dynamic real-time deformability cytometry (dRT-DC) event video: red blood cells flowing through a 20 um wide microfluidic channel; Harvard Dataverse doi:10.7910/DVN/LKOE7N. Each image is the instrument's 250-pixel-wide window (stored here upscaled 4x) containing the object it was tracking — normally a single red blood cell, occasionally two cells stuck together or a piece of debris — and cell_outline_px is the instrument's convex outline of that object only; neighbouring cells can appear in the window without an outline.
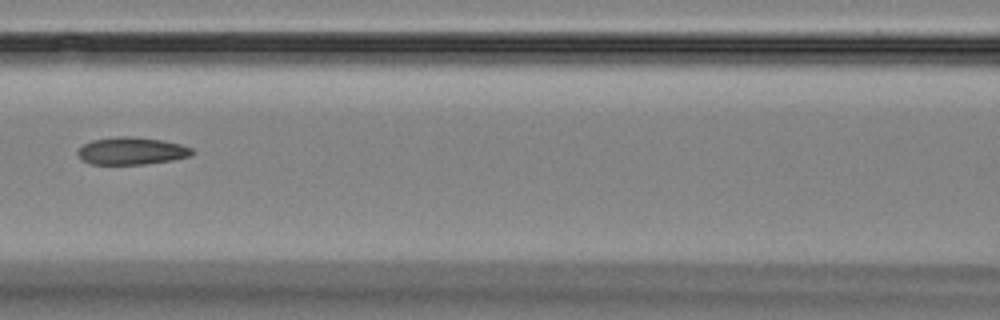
{"species": "Egyptian fruit bat (a non-hibernating species)", "species_latin": "Rousettus aegyptiacus", "temperature_condition": "room temperature", "stored_images_in_passage": 10, "camera_frame_rate_fps": 3000, "um_per_image_px": 0.085, "animal": {"sex": "female"}, "frame": {"image": 1, "passage_image": 6, "time_ms": 6.0, "image_size_px": [1000, 320], "cell_outline_px": [[196, 152], [192, 156], [172, 160], [144, 164], [88, 164], [80, 160], [76, 152], [84, 144], [92, 140], [116, 136], [132, 136], [160, 140], [180, 144], [192, 148]], "centroid_in_image_um": [11.17, 12.83], "position_along_channel_um": 155.4, "area_um2": 18.44}}
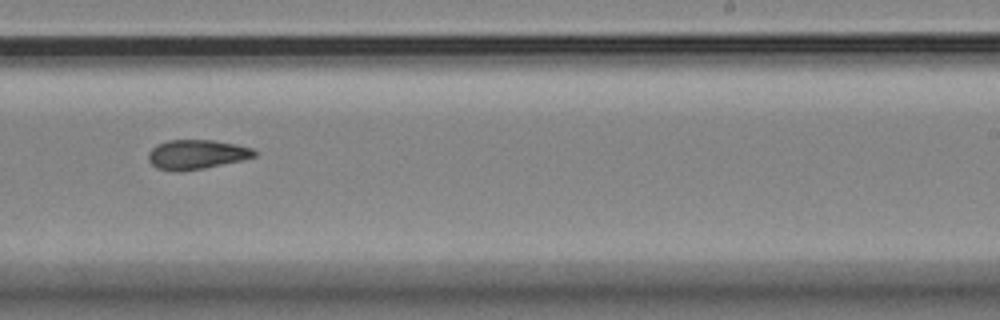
{"frame": {"image": 2, "passage_image": 9, "time_ms": 9.333, "image_size_px": [1000, 320], "cell_outline_px": [[256, 156], [244, 160], [204, 168], [180, 172], [176, 172], [156, 168], [148, 160], [148, 152], [156, 144], [168, 140], [212, 140], [236, 144], [252, 148], [256, 152]], "centroid_in_image_um": [16.69, 13.13], "position_along_channel_um": 272.3, "area_um2": 18.38}}
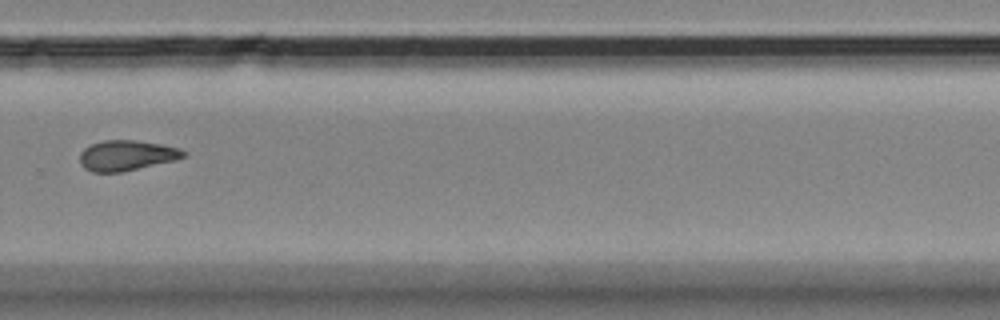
{"frame": {"image": 3, "passage_image": 10, "time_ms": 10.667, "image_size_px": [1000, 320], "cell_outline_px": [[188, 152], [184, 156], [176, 160], [120, 172], [92, 172], [84, 168], [80, 164], [80, 152], [84, 148], [92, 144], [104, 140], [136, 140], [160, 144], [180, 148]], "centroid_in_image_um": [10.76, 13.21], "position_along_channel_um": 319.0, "area_um2": 18.32}}